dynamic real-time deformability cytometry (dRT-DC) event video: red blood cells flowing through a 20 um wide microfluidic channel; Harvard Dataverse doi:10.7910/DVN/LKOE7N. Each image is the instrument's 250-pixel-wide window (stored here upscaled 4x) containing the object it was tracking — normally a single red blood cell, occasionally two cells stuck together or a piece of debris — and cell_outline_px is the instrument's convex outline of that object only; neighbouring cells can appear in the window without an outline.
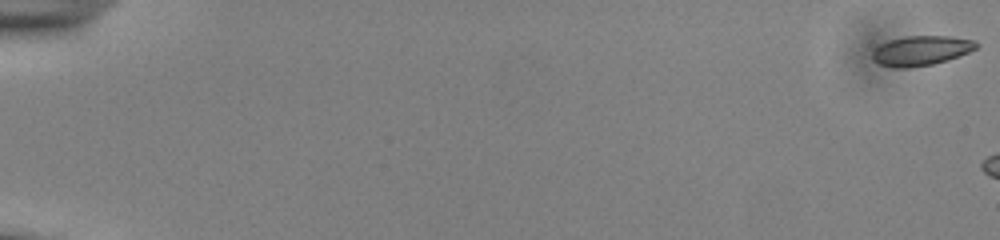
{"species": "common noctule bat (a hibernating species)", "species_latin": "Nyctalus noctula", "temperature_condition": "cold", "stored_images_in_passage": 7, "camera_frame_rate_fps": 3000, "um_per_image_px": 0.085, "animal": {"sex": "male", "body_mass_g": 13.0, "forearm_length_mm": 53.1}, "frame": {"image": 1, "passage_image": 1, "time_ms": 0.0, "image_size_px": [1000, 240], "cell_outline_px": [[980, 44], [976, 48], [960, 56], [948, 60], [932, 64], [908, 68], [896, 68], [880, 64], [872, 60], [872, 52], [880, 44], [904, 36], [952, 36], [976, 40]], "centroid_in_image_um": [78.33, 4.3], "position_along_channel_um": 6.7, "area_um2": 18.09}}